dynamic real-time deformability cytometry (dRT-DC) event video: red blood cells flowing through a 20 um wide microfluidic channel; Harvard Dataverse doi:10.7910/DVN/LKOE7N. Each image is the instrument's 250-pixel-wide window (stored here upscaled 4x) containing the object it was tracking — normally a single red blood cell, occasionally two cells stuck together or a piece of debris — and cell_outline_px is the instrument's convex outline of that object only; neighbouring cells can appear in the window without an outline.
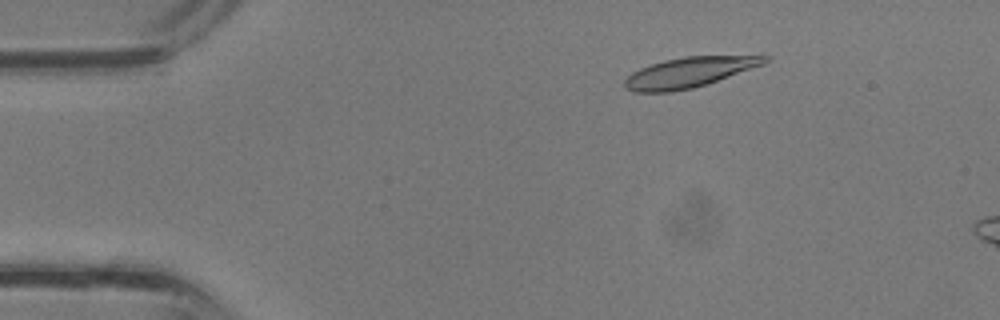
{"species": "common noctule bat (a hibernating species)", "species_latin": "Nyctalus noctula", "temperature_condition": "room temperature", "stored_images_in_passage": 10, "camera_frame_rate_fps": 3000, "um_per_image_px": 0.085, "animal": {"sex": "male", "body_mass_g": 13.3}, "frame": {"image": 1, "passage_image": 6, "time_ms": 1.667, "image_size_px": [1000, 320], "cell_outline_px": [[772, 60], [764, 64], [708, 84], [692, 88], [672, 92], [632, 92], [624, 88], [624, 80], [632, 72], [640, 68], [664, 60], [684, 56], [772, 56]], "centroid_in_image_um": [58.57, 6.15], "position_along_channel_um": 26.4, "area_um2": 24.74}}